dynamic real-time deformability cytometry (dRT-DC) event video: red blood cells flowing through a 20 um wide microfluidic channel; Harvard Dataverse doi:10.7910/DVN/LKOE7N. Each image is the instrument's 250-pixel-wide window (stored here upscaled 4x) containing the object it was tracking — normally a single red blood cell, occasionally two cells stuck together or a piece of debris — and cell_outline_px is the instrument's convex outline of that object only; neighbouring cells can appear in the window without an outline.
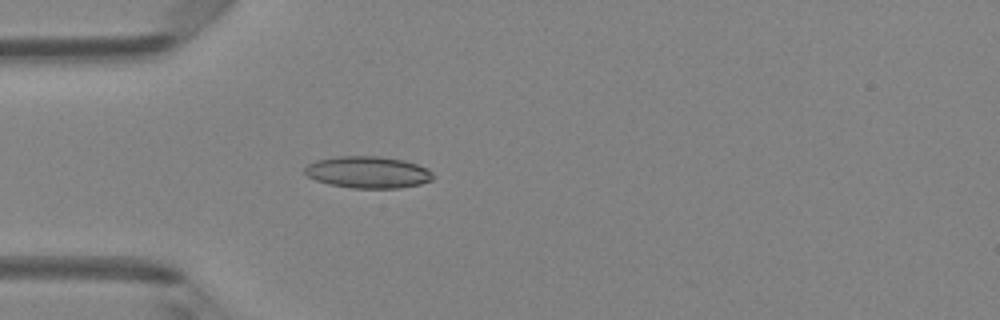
{"species": "Egyptian fruit bat (a non-hibernating species)", "species_latin": "Rousettus aegyptiacus", "temperature_condition": "room temperature", "stored_images_in_passage": 36, "camera_frame_rate_fps": 3000, "um_per_image_px": 0.085, "animal": {"sex": "female"}, "frame": {"image": 1, "passage_image": 2, "time_ms": 0.333, "image_size_px": [1000, 320], "cell_outline_px": [[432, 180], [420, 184], [400, 188], [352, 188], [328, 184], [316, 180], [308, 176], [304, 172], [304, 168], [308, 164], [316, 160], [336, 156], [380, 156], [404, 160], [428, 168], [432, 172]], "centroid_in_image_um": [31.27, 14.63], "position_along_channel_um": 53.7, "area_um2": 23.87}}
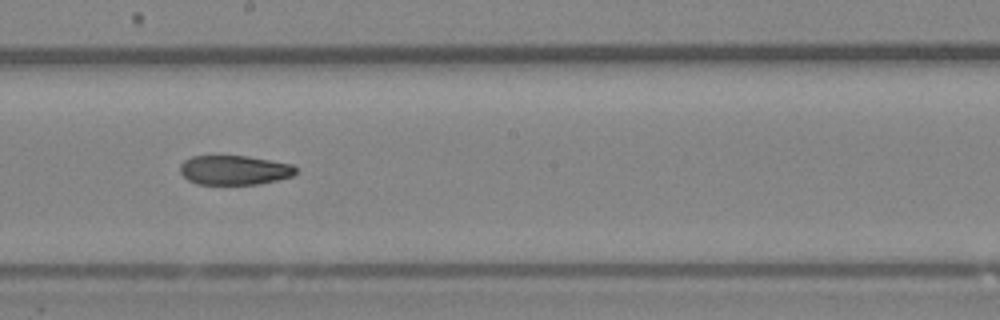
{"frame": {"image": 2, "passage_image": 15, "time_ms": 4.667, "image_size_px": [1000, 320], "cell_outline_px": [[296, 172], [292, 176], [260, 184], [196, 184], [188, 180], [180, 172], [180, 164], [184, 160], [192, 156], [248, 156], [292, 164], [296, 168]], "centroid_in_image_um": [19.9, 14.46], "position_along_channel_um": 228.3, "area_um2": 19.83}}
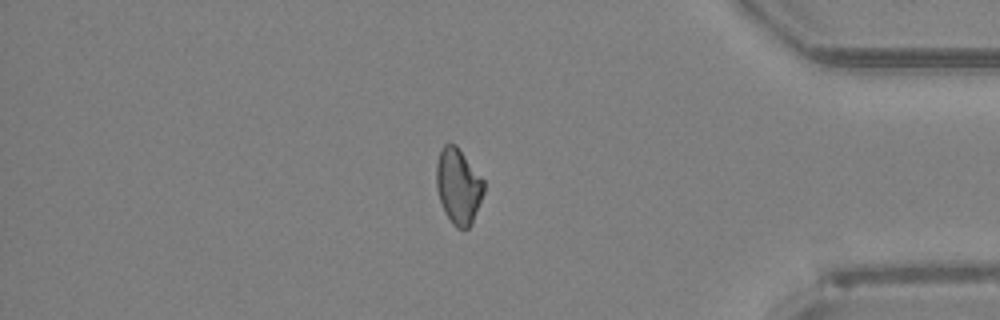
{"frame": {"image": 3, "passage_image": 29, "time_ms": 9.333, "image_size_px": [1000, 320], "cell_outline_px": [[484, 192], [472, 224], [468, 228], [456, 228], [452, 224], [444, 212], [436, 188], [436, 164], [440, 148], [444, 144], [456, 144], [484, 180]], "centroid_in_image_um": [38.95, 15.82], "position_along_channel_um": 396.3, "area_um2": 21.04}}